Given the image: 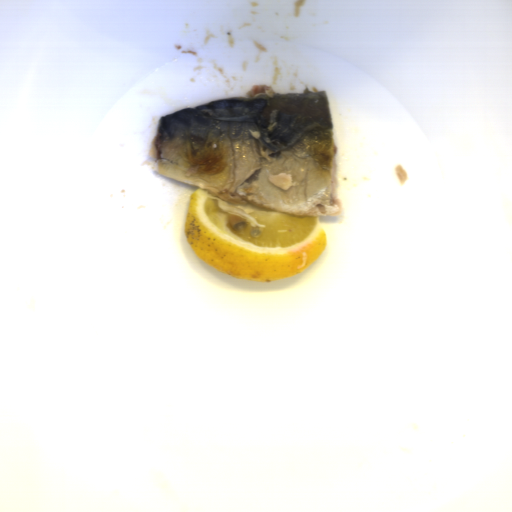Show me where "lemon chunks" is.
Masks as SVG:
<instances>
[{
  "instance_id": "e0be4373",
  "label": "lemon chunks",
  "mask_w": 512,
  "mask_h": 512,
  "mask_svg": "<svg viewBox=\"0 0 512 512\" xmlns=\"http://www.w3.org/2000/svg\"><path fill=\"white\" fill-rule=\"evenodd\" d=\"M184 232L190 249L209 266L261 283L305 271L328 242L318 216L245 211L201 188L190 194Z\"/></svg>"
}]
</instances>
